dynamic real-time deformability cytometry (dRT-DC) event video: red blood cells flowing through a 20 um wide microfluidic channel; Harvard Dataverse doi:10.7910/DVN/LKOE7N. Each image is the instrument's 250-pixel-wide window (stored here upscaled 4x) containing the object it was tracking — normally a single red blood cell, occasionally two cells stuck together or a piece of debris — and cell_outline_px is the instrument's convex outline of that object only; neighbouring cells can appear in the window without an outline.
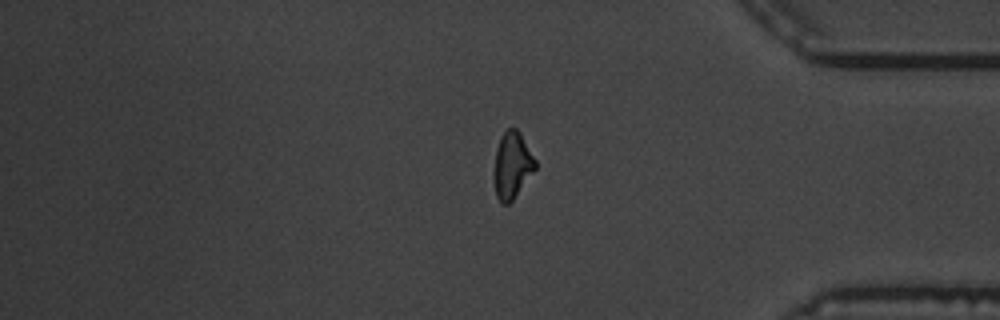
{"species": "common noctule bat (a hibernating species)", "species_latin": "Nyctalus noctula", "temperature_condition": "warm", "stored_images_in_passage": 16, "segment_of_instrument_passage": [2, 2], "camera_frame_rate_fps": 3000, "um_per_image_px": 0.085, "animal": {"sex": "male", "body_mass_g": 19.5, "forearm_length_mm": 54.6}, "frame": {"image": 1, "passage_image": 16, "time_ms": 5.0, "image_size_px": [1000, 320], "cell_outline_px": [[536, 168], [512, 200], [508, 204], [500, 204], [496, 196], [496, 148], [500, 136], [508, 128], [516, 128], [520, 132], [536, 160]], "centroid_in_image_um": [43.56, 14.02], "position_along_channel_um": 391.6, "area_um2": 15.55}}